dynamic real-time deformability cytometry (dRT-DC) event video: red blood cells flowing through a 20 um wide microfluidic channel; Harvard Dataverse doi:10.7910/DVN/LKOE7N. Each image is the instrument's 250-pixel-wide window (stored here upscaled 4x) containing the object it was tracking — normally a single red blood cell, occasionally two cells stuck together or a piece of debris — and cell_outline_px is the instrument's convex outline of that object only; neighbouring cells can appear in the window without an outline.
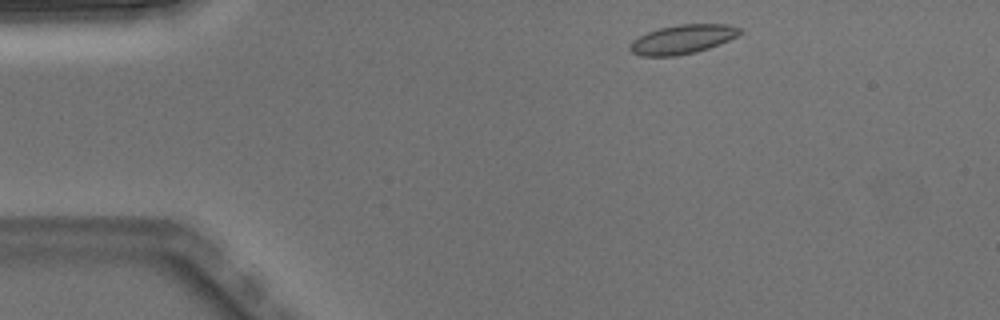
{"species": "Egyptian fruit bat (a non-hibernating species)", "species_latin": "Rousettus aegyptiacus", "temperature_condition": "warm", "stored_images_in_passage": 5, "camera_frame_rate_fps": 3000, "um_per_image_px": 0.085, "animal": {"sex": "male"}, "frame": {"image": 1, "passage_image": 1, "time_ms": 0.0, "image_size_px": [1000, 320], "cell_outline_px": [[744, 28], [736, 36], [720, 44], [696, 52], [676, 56], [640, 56], [632, 52], [628, 48], [628, 44], [632, 40], [648, 32], [660, 28], [680, 24], [728, 24]], "centroid_in_image_um": [58.0, 3.34], "position_along_channel_um": 27.0, "area_um2": 18.67}}
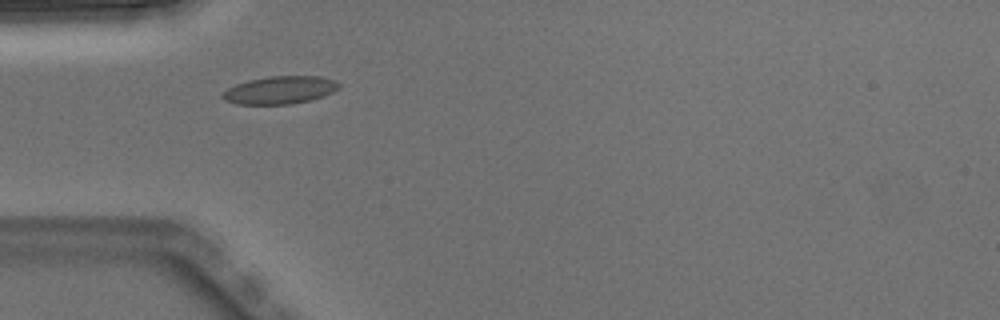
{"frame": {"image": 2, "passage_image": 3, "time_ms": 0.667, "image_size_px": [1000, 320], "cell_outline_px": [[340, 88], [324, 96], [292, 104], [236, 104], [224, 100], [220, 96], [228, 88], [236, 84], [248, 80], [272, 76], [320, 76], [332, 80], [340, 84]], "centroid_in_image_um": [23.78, 7.66], "position_along_channel_um": 61.2, "area_um2": 18.73}}
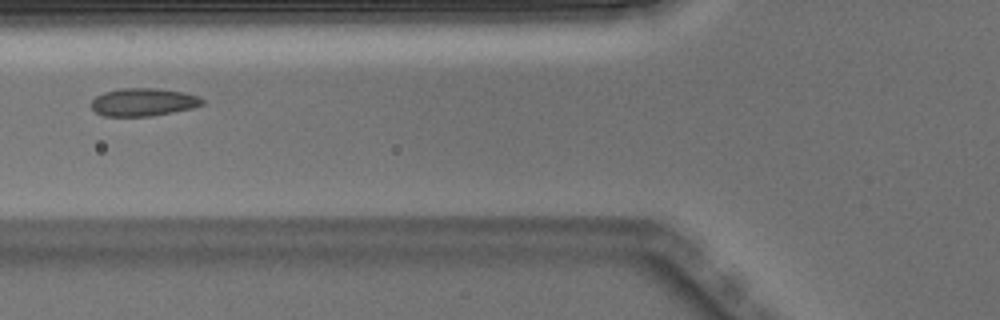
{"frame": {"image": 3, "passage_image": 4, "time_ms": 1.0, "image_size_px": [1000, 320], "cell_outline_px": [[204, 104], [192, 108], [152, 116], [104, 116], [96, 112], [92, 108], [92, 100], [96, 96], [104, 92], [120, 88], [156, 88], [184, 92], [196, 96], [204, 100]], "centroid_in_image_um": [12.17, 8.67], "position_along_channel_um": 113.6, "area_um2": 17.98}}